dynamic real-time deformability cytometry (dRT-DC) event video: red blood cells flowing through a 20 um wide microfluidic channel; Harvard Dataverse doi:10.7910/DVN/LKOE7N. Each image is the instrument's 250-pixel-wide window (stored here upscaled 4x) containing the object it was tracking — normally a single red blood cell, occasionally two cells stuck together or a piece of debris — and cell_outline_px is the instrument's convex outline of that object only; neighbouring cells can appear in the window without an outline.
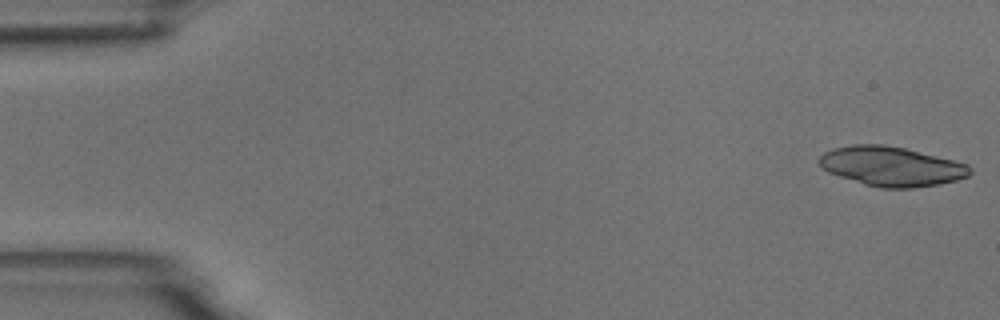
{"species": "common noctule bat (a hibernating species)", "species_latin": "Nyctalus noctula", "temperature_condition": "room temperature", "stored_images_in_passage": 5, "camera_frame_rate_fps": 3000, "um_per_image_px": 0.085, "animal": {"sex": "male", "body_mass_g": 18.8}, "frame": {"image": 1, "passage_image": 1, "time_ms": 0.0, "image_size_px": [1000, 320], "cell_outline_px": [[972, 172], [968, 176], [956, 180], [940, 184], [912, 188], [880, 188], [864, 184], [828, 172], [816, 160], [824, 152], [832, 148], [852, 144], [884, 144], [904, 148], [968, 164], [972, 168]], "centroid_in_image_um": [75.76, 14.13], "position_along_channel_um": 9.2, "area_um2": 34.68}}